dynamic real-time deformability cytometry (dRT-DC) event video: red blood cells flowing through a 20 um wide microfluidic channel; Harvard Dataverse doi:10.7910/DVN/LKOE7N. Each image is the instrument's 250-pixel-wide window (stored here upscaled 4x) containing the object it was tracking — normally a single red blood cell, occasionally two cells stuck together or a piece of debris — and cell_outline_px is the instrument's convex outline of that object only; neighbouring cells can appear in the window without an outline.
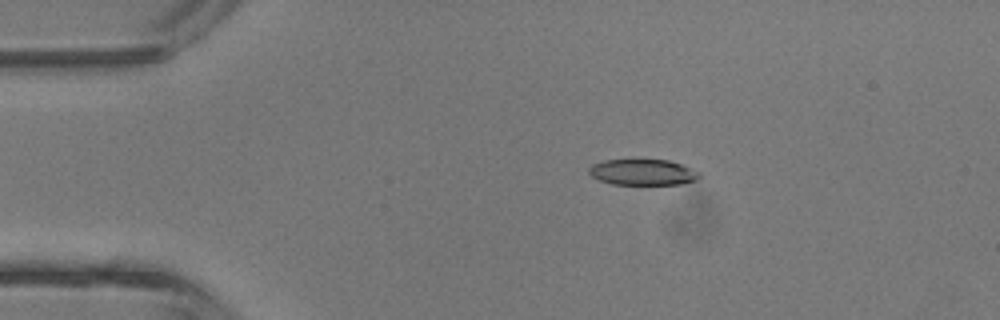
{"species": "common noctule bat (a hibernating species)", "species_latin": "Nyctalus noctula", "temperature_condition": "room temperature", "stored_images_in_passage": 3, "camera_frame_rate_fps": 3000, "um_per_image_px": 0.085, "animal": {"sex": "male", "body_mass_g": 13.3}, "frame": {"image": 1, "passage_image": 2, "time_ms": 1.333, "image_size_px": [1000, 320], "cell_outline_px": [[700, 176], [696, 180], [684, 184], [612, 184], [600, 180], [592, 176], [588, 172], [588, 168], [592, 164], [604, 160], [632, 156], [668, 160], [692, 168], [700, 172]], "centroid_in_image_um": [54.61, 14.58], "position_along_channel_um": 30.4, "area_um2": 17.57}}